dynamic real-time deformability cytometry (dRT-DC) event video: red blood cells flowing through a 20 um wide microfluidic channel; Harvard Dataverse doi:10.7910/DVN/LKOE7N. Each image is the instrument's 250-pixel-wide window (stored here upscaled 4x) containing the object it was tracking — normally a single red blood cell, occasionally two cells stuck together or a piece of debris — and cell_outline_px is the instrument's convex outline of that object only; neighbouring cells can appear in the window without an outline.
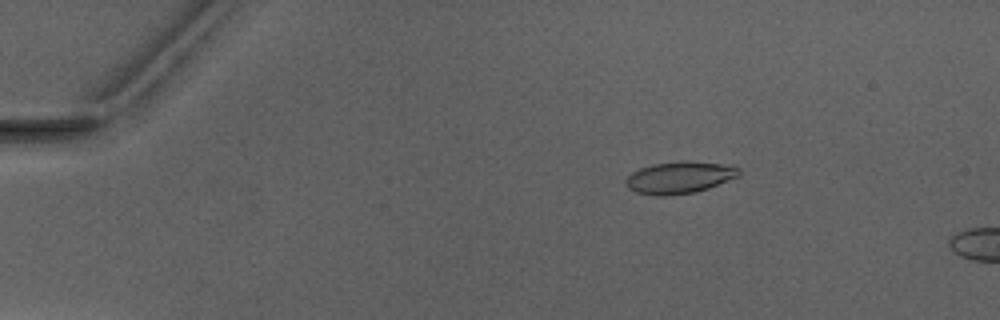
{"species": "Egyptian fruit bat (a non-hibernating species)", "species_latin": "Rousettus aegyptiacus", "temperature_condition": "warm", "stored_images_in_passage": 4, "camera_frame_rate_fps": 3000, "um_per_image_px": 0.085, "animal": {"sex": "male"}, "frame": {"image": 1, "passage_image": 3, "time_ms": 3.0, "image_size_px": [1000, 320], "cell_outline_px": [[740, 176], [708, 188], [696, 192], [664, 196], [656, 196], [636, 192], [628, 188], [624, 184], [624, 180], [632, 172], [640, 168], [652, 164], [680, 160], [732, 164], [740, 168]], "centroid_in_image_um": [57.77, 15.07], "position_along_channel_um": 27.2, "area_um2": 21.5}}